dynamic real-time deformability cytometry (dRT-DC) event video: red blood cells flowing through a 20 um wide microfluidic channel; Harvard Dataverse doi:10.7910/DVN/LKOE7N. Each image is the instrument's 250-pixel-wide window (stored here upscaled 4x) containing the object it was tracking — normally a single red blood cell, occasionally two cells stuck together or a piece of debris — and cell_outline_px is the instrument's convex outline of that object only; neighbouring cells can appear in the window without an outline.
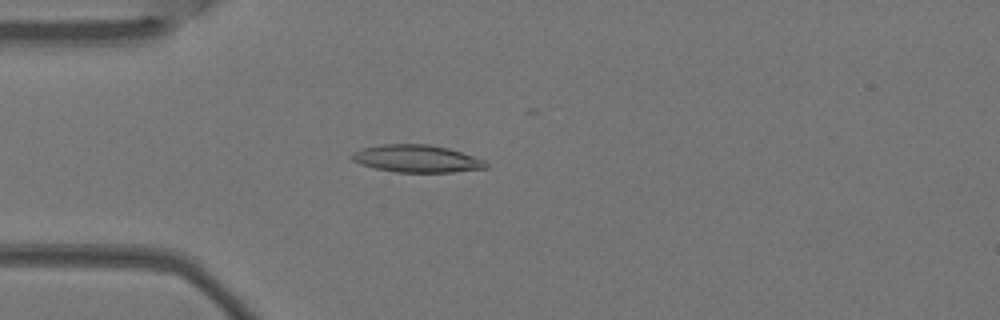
{"species": "Egyptian fruit bat (a non-hibernating species)", "species_latin": "Rousettus aegyptiacus", "temperature_condition": "warm", "stored_images_in_passage": 3, "camera_frame_rate_fps": 3000, "um_per_image_px": 0.085, "animal": {"sex": "female"}, "frame": {"image": 1, "passage_image": 3, "time_ms": 0.667, "image_size_px": [1000, 320], "cell_outline_px": [[488, 168], [452, 172], [396, 172], [376, 168], [360, 164], [352, 160], [352, 152], [364, 148], [384, 144], [428, 144], [448, 148], [484, 160], [488, 164]], "centroid_in_image_um": [35.43, 13.49], "position_along_channel_um": 49.6, "area_um2": 21.21}}